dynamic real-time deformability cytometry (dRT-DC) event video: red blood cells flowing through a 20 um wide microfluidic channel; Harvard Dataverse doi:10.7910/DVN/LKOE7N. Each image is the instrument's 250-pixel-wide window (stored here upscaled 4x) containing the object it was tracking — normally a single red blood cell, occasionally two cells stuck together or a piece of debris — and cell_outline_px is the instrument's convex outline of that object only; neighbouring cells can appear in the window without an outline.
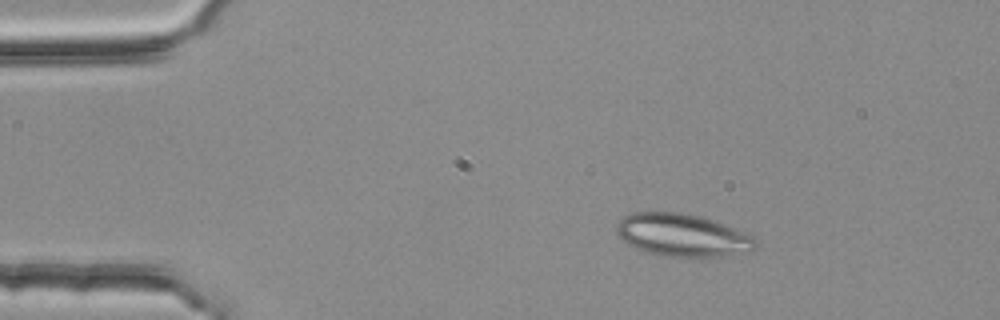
{"species": "common noctule bat (a hibernating species)", "species_latin": "Nyctalus noctula", "temperature_condition": "room temperature", "stored_images_in_passage": 3, "camera_frame_rate_fps": 3000, "um_per_image_px": 0.085, "animal": {"sex": "female", "body_mass_g": 25.1}, "frame": {"image": 1, "passage_image": 2, "time_ms": 0.333, "image_size_px": [1000, 320], "cell_outline_px": [[756, 244], [752, 248], [720, 256], [660, 256], [636, 248], [628, 244], [616, 232], [616, 224], [624, 216], [632, 212], [680, 212], [700, 216], [724, 224], [744, 232], [752, 236], [756, 240]], "centroid_in_image_um": [57.92, 19.96], "position_along_channel_um": 27.1, "area_um2": 33.87}}